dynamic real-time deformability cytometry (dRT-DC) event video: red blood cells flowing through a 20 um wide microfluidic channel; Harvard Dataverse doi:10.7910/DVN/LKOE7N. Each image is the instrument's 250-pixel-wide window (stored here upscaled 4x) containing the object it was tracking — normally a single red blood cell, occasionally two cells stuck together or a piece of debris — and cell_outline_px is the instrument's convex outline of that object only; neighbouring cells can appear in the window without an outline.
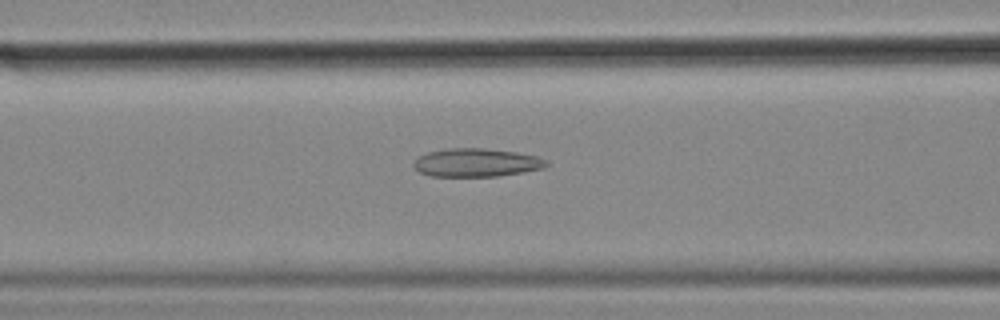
{"species": "common noctule bat (a hibernating species)", "species_latin": "Nyctalus noctula", "temperature_condition": "cold", "stored_images_in_passage": 55, "camera_frame_rate_fps": 3000, "um_per_image_px": 0.085, "animal": {"sex": "female", "body_mass_g": 18.4}, "frame": {"image": 1, "passage_image": 22, "time_ms": 7.0, "image_size_px": [1000, 320], "cell_outline_px": [[548, 164], [544, 168], [524, 172], [500, 176], [432, 176], [420, 172], [412, 164], [412, 160], [416, 156], [428, 152], [448, 148], [484, 148], [516, 152], [536, 156], [548, 160]], "centroid_in_image_um": [40.48, 13.82], "position_along_channel_um": 126.1, "area_um2": 22.08}}
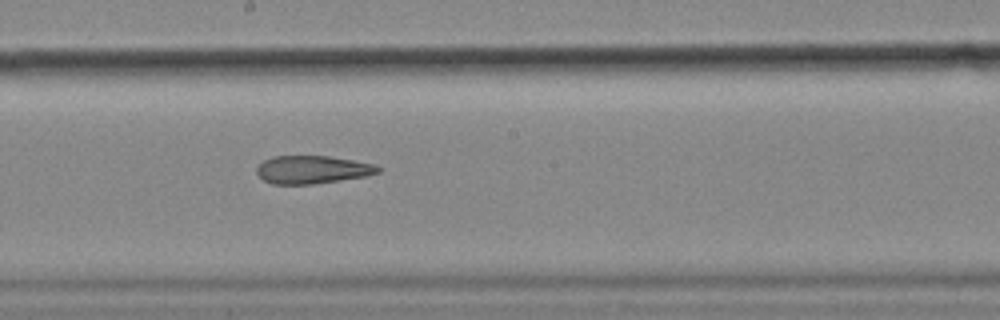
{"frame": {"image": 2, "passage_image": 30, "time_ms": 9.667, "image_size_px": [1000, 320], "cell_outline_px": [[380, 172], [364, 176], [312, 184], [272, 184], [264, 180], [256, 172], [256, 168], [264, 160], [272, 156], [328, 156], [376, 164], [380, 168]], "centroid_in_image_um": [26.53, 14.41], "position_along_channel_um": 221.7, "area_um2": 19.59}}
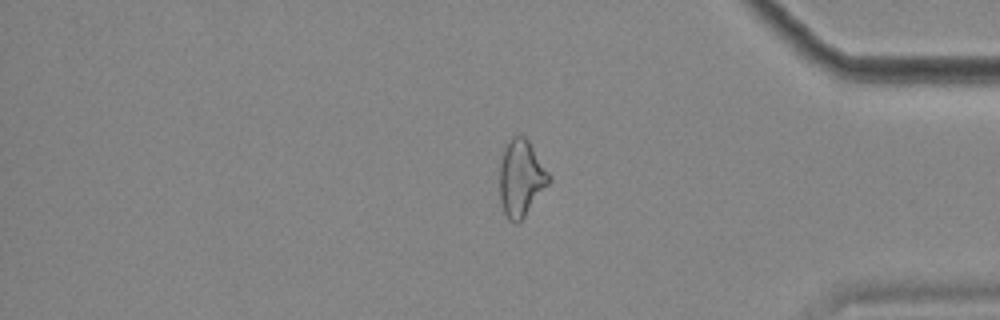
{"frame": {"image": 3, "passage_image": 46, "time_ms": 15.0, "image_size_px": [1000, 320], "cell_outline_px": [[552, 180], [524, 216], [516, 224], [508, 220], [504, 212], [500, 200], [500, 164], [504, 152], [512, 136], [524, 136], [528, 140], [552, 176]], "centroid_in_image_um": [44.31, 15.16], "position_along_channel_um": 390.9, "area_um2": 21.73}, "authors_computed_cell_mechanics": {"area_um2": 23.0044, "velocity_mm_per_s": 3.5979, "shape_relaxation_time_tau1_ms": null, "shape_relaxation_time_tau2_ms": 4.2625, "deformation_change_tau1": null, "deformation_change_tau2": 0.1374}}